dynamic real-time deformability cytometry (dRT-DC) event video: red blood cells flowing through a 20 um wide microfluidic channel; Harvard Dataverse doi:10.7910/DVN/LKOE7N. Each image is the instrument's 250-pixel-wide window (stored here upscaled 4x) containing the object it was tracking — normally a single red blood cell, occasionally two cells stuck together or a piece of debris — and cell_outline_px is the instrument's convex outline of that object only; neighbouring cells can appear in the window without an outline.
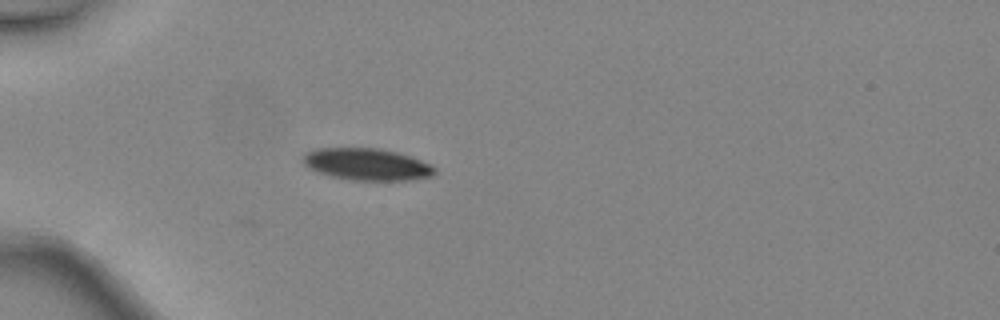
{"species": "common noctule bat (a hibernating species)", "species_latin": "Nyctalus noctula", "temperature_condition": "warm", "stored_images_in_passage": 27, "camera_frame_rate_fps": 3000, "um_per_image_px": 0.085, "animal": {"sex": "female", "body_mass_g": 24.6, "forearm_length_mm": 56.2}, "frame": {"image": 1, "passage_image": 1, "time_ms": 0.0, "image_size_px": [1000, 320], "cell_outline_px": [[436, 172], [432, 176], [412, 180], [352, 180], [332, 176], [316, 172], [308, 168], [304, 164], [304, 156], [308, 152], [316, 148], [380, 148], [412, 156], [432, 164], [436, 168]], "centroid_in_image_um": [31.23, 13.97], "position_along_channel_um": 53.8, "area_um2": 24.62}}
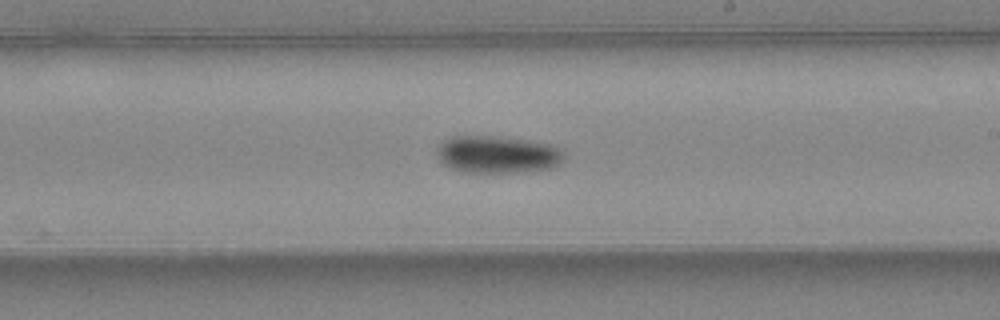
{"frame": {"image": 2, "passage_image": 15, "time_ms": 4.667, "image_size_px": [1000, 320], "cell_outline_px": [[564, 156], [552, 168], [524, 172], [460, 172], [444, 164], [436, 156], [436, 148], [444, 140], [452, 136], [496, 136], [528, 140], [552, 144], [560, 148], [564, 152]], "centroid_in_image_um": [42.26, 13.12], "position_along_channel_um": 246.7, "area_um2": 27.8}}
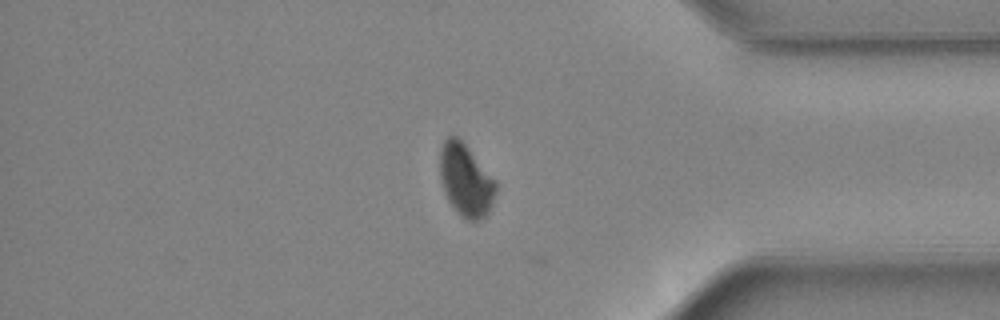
{"frame": {"image": 3, "passage_image": 26, "time_ms": 8.333, "image_size_px": [1000, 320], "cell_outline_px": [[496, 192], [488, 212], [480, 220], [468, 220], [460, 216], [448, 200], [444, 192], [440, 180], [440, 148], [444, 140], [448, 136], [456, 136], [468, 148], [496, 180]], "centroid_in_image_um": [39.57, 15.32], "position_along_channel_um": 395.6, "area_um2": 23.41}, "authors_computed_cell_mechanics": {"area_um2": 26.7614, "velocity_mm_per_s": 4.5485, "shape_relaxation_time_tau1_ms": 2.1851, "shape_relaxation_time_tau2_ms": null, "deformation_change_tau1": 0.0819, "deformation_change_tau2": null}}